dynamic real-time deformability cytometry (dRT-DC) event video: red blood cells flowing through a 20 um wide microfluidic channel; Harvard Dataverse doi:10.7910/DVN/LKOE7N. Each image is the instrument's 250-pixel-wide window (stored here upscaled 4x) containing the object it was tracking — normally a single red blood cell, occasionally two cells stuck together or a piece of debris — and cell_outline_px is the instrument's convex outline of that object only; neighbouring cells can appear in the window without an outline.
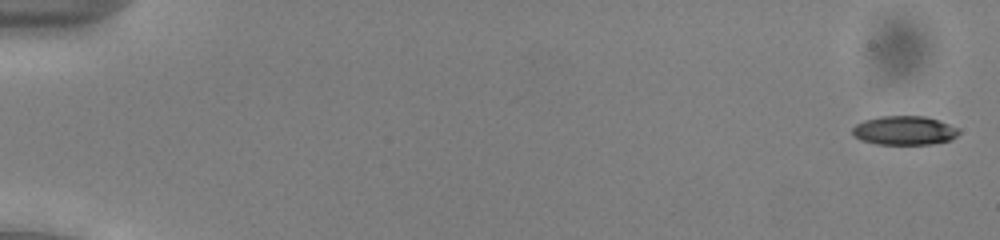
{"species": "common noctule bat (a hibernating species)", "species_latin": "Nyctalus noctula", "temperature_condition": "cold", "stored_images_in_passage": 44, "camera_frame_rate_fps": 3000, "um_per_image_px": 0.085, "animal": {"sex": "male", "body_mass_g": 13.0, "forearm_length_mm": 53.1}, "frame": {"image": 1, "passage_image": 2, "time_ms": 0.333, "image_size_px": [1000, 240], "cell_outline_px": [[960, 132], [952, 140], [932, 144], [876, 144], [860, 140], [852, 132], [852, 128], [856, 124], [864, 120], [880, 116], [924, 116], [948, 124], [956, 128]], "centroid_in_image_um": [76.85, 11.1], "position_along_channel_um": 8.2, "area_um2": 17.86}}
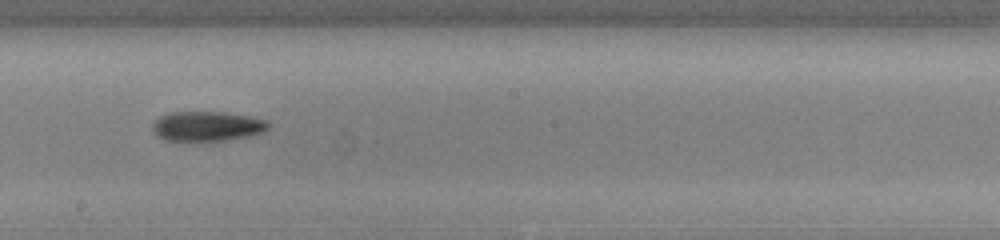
{"frame": {"image": 2, "passage_image": 32, "time_ms": 10.333, "image_size_px": [1000, 240], "cell_outline_px": [[268, 128], [264, 132], [248, 136], [228, 140], [164, 140], [156, 136], [152, 132], [152, 124], [160, 116], [168, 112], [224, 112], [248, 116], [268, 120]], "centroid_in_image_um": [17.58, 10.72], "position_along_channel_um": 230.6, "area_um2": 20.11}}
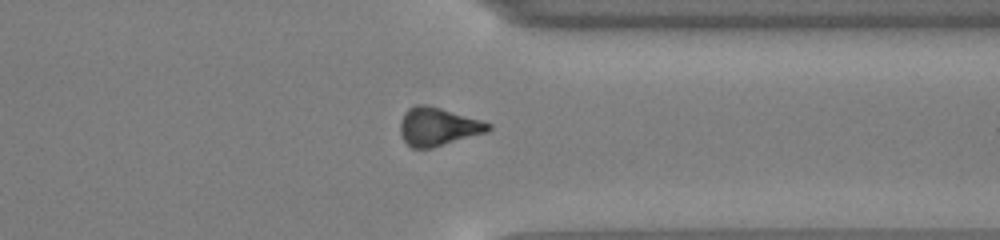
{"frame": {"image": 3, "passage_image": 43, "time_ms": 14.0, "image_size_px": [1000, 240], "cell_outline_px": [[492, 128], [488, 132], [432, 148], [412, 148], [404, 140], [400, 132], [400, 120], [404, 112], [408, 108], [416, 104], [428, 104], [480, 120], [492, 124]], "centroid_in_image_um": [37.22, 10.76], "position_along_channel_um": 374.2, "area_um2": 19.71}, "authors_computed_cell_mechanics": {"area_um2": 19.8832, "velocity_mm_per_s": 3.9427, "shape_relaxation_time_tau1_ms": 4.3327, "shape_relaxation_time_tau2_ms": null, "deformation_change_tau1": 0.1188, "deformation_change_tau2": null}}